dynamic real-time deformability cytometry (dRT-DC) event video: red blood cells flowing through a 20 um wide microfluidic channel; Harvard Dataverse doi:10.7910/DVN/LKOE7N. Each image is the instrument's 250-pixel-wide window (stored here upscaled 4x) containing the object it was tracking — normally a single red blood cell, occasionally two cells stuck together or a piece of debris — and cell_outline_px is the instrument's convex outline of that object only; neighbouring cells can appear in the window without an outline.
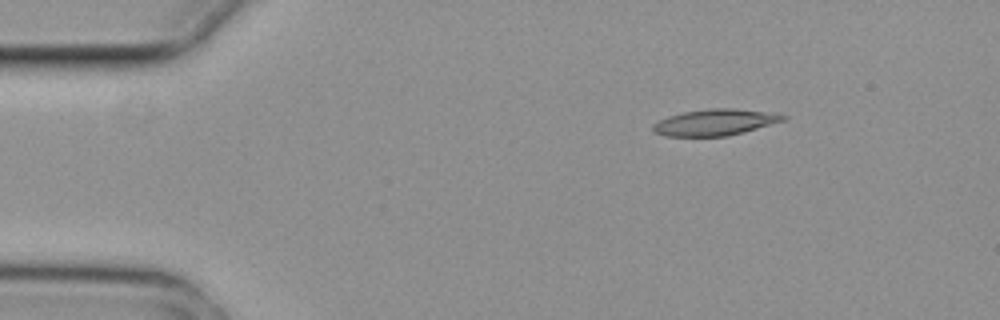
{"species": "common noctule bat (a hibernating species)", "species_latin": "Nyctalus noctula", "temperature_condition": "cold", "stored_images_in_passage": 3, "camera_frame_rate_fps": 3000, "um_per_image_px": 0.085, "animal": {"sex": "female", "body_mass_g": 29.2, "forearm_length_mm": 56.3}, "frame": {"image": 1, "passage_image": 1, "time_ms": 0.0, "image_size_px": [1000, 320], "cell_outline_px": [[788, 116], [784, 120], [744, 132], [728, 136], [664, 136], [652, 132], [652, 124], [668, 116], [684, 112], [712, 108], [736, 108], [764, 112]], "centroid_in_image_um": [60.71, 10.4], "position_along_channel_um": 24.3, "area_um2": 19.77}}